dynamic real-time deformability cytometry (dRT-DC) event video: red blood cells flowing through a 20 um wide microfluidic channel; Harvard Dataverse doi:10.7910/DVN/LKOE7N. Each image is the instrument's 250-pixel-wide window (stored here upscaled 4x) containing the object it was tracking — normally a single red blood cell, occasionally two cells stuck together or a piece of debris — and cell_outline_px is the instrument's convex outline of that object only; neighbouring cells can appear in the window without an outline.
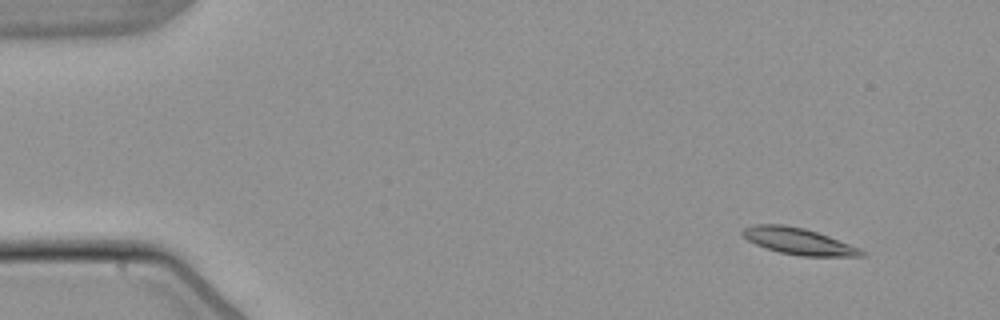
{"species": "common noctule bat (a hibernating species)", "species_latin": "Nyctalus noctula", "temperature_condition": "warm", "stored_images_in_passage": 6, "segment_of_instrument_passage": [1, 2], "camera_frame_rate_fps": 3000, "um_per_image_px": 0.085, "animal": {"sex": "male", "body_mass_g": 21.5, "forearm_length_mm": 52.0}, "frame": {"image": 1, "passage_image": 2, "time_ms": 1.333, "image_size_px": [1000, 320], "cell_outline_px": [[864, 256], [800, 256], [780, 252], [756, 244], [740, 236], [740, 232], [744, 228], [756, 224], [780, 224], [804, 228], [828, 236], [860, 248], [864, 252]], "centroid_in_image_um": [67.83, 20.5], "position_along_channel_um": 17.2, "area_um2": 18.15}}
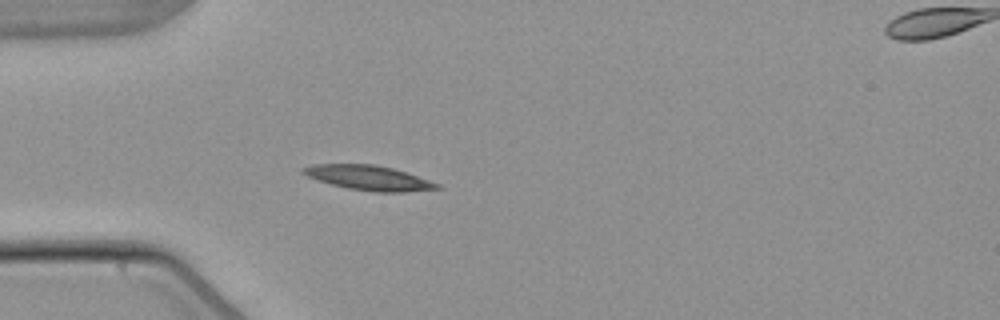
{"frame": {"image": 2, "passage_image": 5, "time_ms": 5.0, "image_size_px": [1000, 320], "cell_outline_px": [[444, 188], [404, 192], [372, 192], [348, 188], [316, 180], [300, 172], [300, 168], [312, 164], [376, 164], [392, 168], [440, 184]], "centroid_in_image_um": [31.31, 15.11], "position_along_channel_um": 53.7, "area_um2": 19.31}}